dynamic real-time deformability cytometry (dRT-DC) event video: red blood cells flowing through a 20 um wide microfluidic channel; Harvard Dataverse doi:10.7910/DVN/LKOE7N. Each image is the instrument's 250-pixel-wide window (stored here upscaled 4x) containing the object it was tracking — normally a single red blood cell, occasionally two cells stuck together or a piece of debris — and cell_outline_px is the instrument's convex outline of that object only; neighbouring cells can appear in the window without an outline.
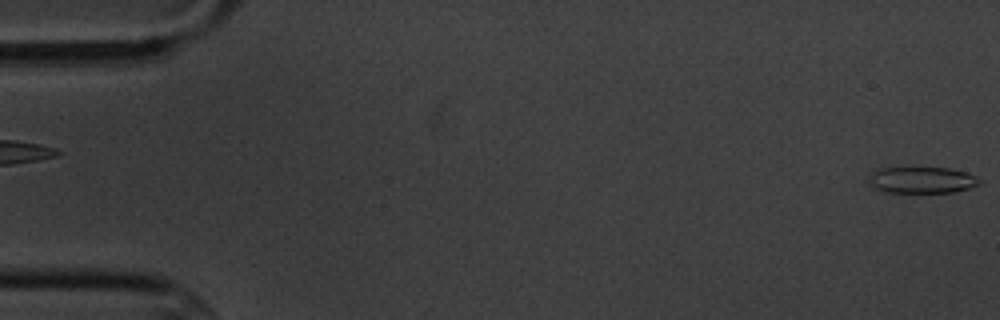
{"species": "common noctule bat (a hibernating species)", "species_latin": "Nyctalus noctula", "temperature_condition": "cold", "stored_images_in_passage": 5, "segment_of_instrument_passage": [2, 2], "camera_frame_rate_fps": 3000, "um_per_image_px": 0.085, "animal": {"sex": "male", "body_mass_g": 20.1, "forearm_length_mm": 53.5}, "frame": {"image": 1, "passage_image": 5, "time_ms": 4.667, "image_size_px": [1000, 320], "cell_outline_px": [[984, 180], [980, 184], [956, 192], [884, 192], [876, 188], [868, 180], [872, 172], [876, 168], [948, 168], [964, 172], [976, 176]], "centroid_in_image_um": [78.39, 15.3], "position_along_channel_um": 6.6, "area_um2": 16.94}}